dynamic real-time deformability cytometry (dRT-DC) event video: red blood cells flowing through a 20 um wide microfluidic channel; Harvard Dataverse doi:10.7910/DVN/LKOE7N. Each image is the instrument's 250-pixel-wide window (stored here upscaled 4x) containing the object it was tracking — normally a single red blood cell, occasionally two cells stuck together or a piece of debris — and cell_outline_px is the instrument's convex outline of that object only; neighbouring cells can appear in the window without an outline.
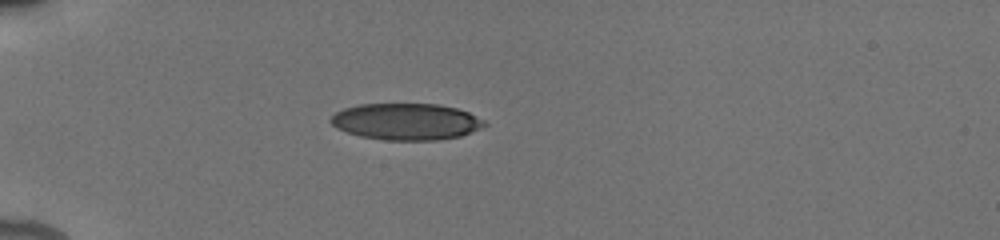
{"species": "human", "species_latin": "Homo sapiens", "temperature_condition": "cold", "stored_images_in_passage": 3, "camera_frame_rate_fps": 3000, "um_per_image_px": 0.085, "donor": {"sex": "male"}, "frame": {"image": 1, "passage_image": 1, "time_ms": 0.0, "image_size_px": [1000, 240], "cell_outline_px": [[488, 124], [480, 128], [460, 136], [436, 140], [384, 140], [360, 136], [336, 128], [328, 120], [336, 112], [344, 108], [360, 104], [436, 104], [456, 108], [468, 112], [484, 120]], "centroid_in_image_um": [34.51, 10.33], "position_along_channel_um": 50.5, "area_um2": 32.66}}